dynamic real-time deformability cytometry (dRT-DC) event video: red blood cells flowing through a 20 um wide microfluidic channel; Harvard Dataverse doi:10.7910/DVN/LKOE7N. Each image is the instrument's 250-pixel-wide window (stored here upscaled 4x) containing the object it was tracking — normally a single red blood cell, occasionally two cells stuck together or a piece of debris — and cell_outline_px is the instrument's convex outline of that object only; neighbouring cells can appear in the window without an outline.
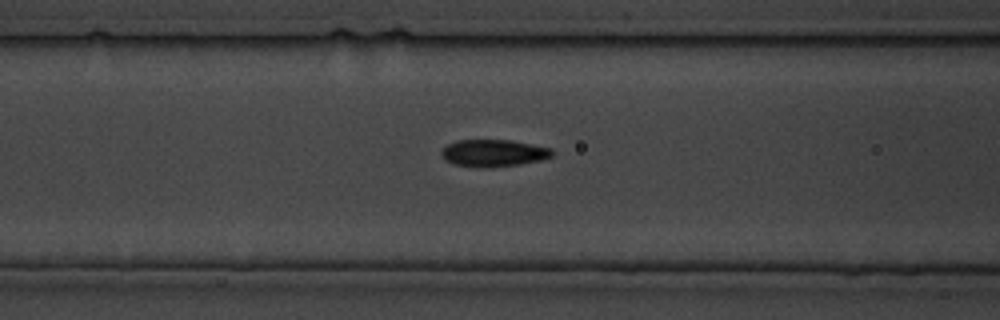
{"species": "common noctule bat (a hibernating species)", "species_latin": "Nyctalus noctula", "temperature_condition": "cold", "stored_images_in_passage": 9, "camera_frame_rate_fps": 3000, "um_per_image_px": 0.085, "animal": {"sex": "male", "body_mass_g": 19.5, "forearm_length_mm": 54.6}, "frame": {"image": 1, "passage_image": 4, "time_ms": 3.333, "image_size_px": [1000, 320], "cell_outline_px": [[556, 152], [552, 156], [540, 160], [520, 164], [488, 168], [456, 164], [444, 160], [440, 152], [448, 144], [456, 140], [512, 140], [552, 148]], "centroid_in_image_um": [41.98, 13.0], "position_along_channel_um": 124.6, "area_um2": 17.51}}
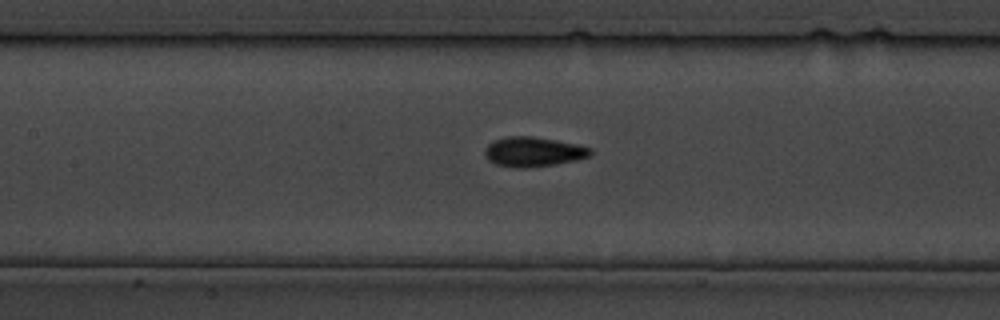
{"frame": {"image": 2, "passage_image": 6, "time_ms": 5.667, "image_size_px": [1000, 320], "cell_outline_px": [[592, 156], [576, 160], [556, 164], [528, 168], [516, 168], [496, 164], [488, 160], [484, 156], [484, 148], [488, 144], [496, 140], [508, 136], [532, 136], [556, 140], [576, 144], [592, 148]], "centroid_in_image_um": [45.33, 12.91], "position_along_channel_um": 162.1, "area_um2": 18.44}}
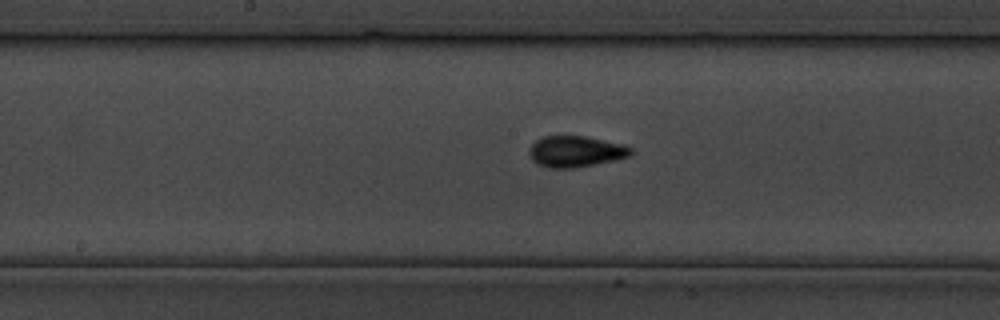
{"frame": {"image": 3, "passage_image": 8, "time_ms": 8.0, "image_size_px": [1000, 320], "cell_outline_px": [[632, 156], [596, 164], [572, 168], [548, 168], [536, 164], [532, 160], [528, 152], [532, 144], [536, 140], [544, 136], [584, 136], [624, 144], [632, 148]], "centroid_in_image_um": [48.93, 12.88], "position_along_channel_um": 199.3, "area_um2": 18.55}}